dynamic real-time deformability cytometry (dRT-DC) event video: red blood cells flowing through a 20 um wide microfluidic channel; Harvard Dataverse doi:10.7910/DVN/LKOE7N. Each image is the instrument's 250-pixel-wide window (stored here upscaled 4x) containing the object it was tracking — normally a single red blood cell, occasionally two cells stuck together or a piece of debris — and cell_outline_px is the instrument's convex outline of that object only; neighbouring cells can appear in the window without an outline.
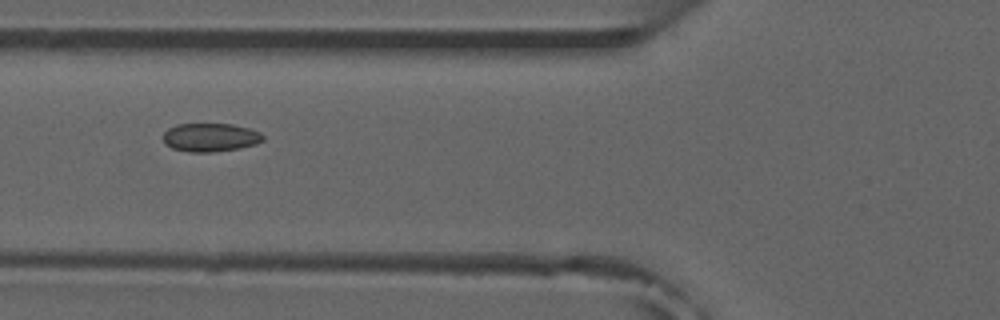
{"species": "common noctule bat (a hibernating species)", "species_latin": "Nyctalus noctula", "temperature_condition": "room temperature", "stored_images_in_passage": 8, "camera_frame_rate_fps": 3000, "um_per_image_px": 0.085, "animal": {"sex": "male", "forearm_length_mm": 52.5}, "frame": {"image": 1, "passage_image": 5, "time_ms": 5.333, "image_size_px": [1000, 320], "cell_outline_px": [[264, 140], [256, 144], [236, 148], [212, 152], [188, 152], [172, 148], [164, 144], [164, 132], [168, 128], [176, 124], [232, 124], [248, 128], [260, 132], [264, 136]], "centroid_in_image_um": [17.86, 11.67], "position_along_channel_um": 107.9, "area_um2": 16.53}}
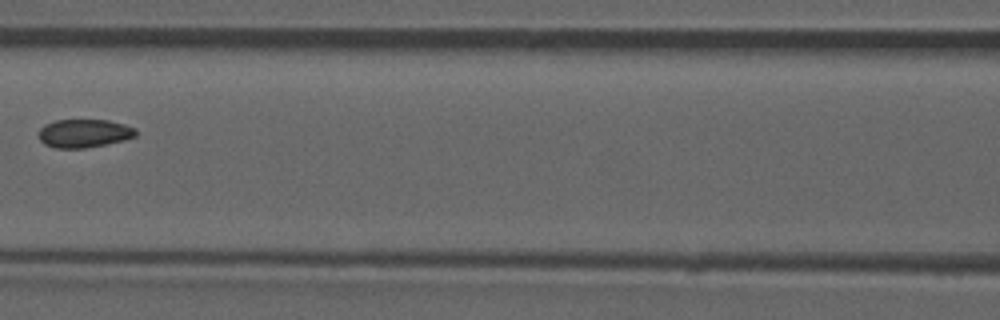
{"frame": {"image": 2, "passage_image": 6, "time_ms": 6.667, "image_size_px": [1000, 320], "cell_outline_px": [[136, 136], [124, 140], [84, 148], [56, 148], [44, 144], [40, 140], [40, 128], [44, 124], [56, 120], [108, 120], [124, 124], [136, 128]], "centroid_in_image_um": [7.15, 11.32], "position_along_channel_um": 159.5, "area_um2": 15.95}}